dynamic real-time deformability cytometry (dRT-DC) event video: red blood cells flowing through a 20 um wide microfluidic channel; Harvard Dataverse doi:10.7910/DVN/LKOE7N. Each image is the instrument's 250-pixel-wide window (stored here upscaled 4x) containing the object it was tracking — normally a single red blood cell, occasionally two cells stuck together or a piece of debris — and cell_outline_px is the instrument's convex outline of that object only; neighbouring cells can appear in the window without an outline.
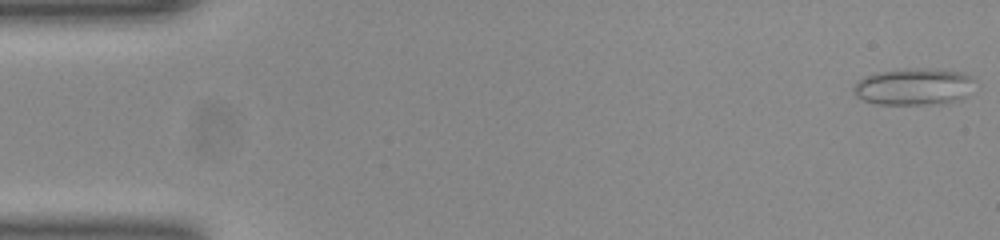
{"species": "common noctule bat (a hibernating species)", "species_latin": "Nyctalus noctula", "temperature_condition": "room temperature", "stored_images_in_passage": 51, "camera_frame_rate_fps": 3000, "um_per_image_px": 0.085, "animal": {"sex": "female", "body_mass_g": 23.0, "forearm_length_mm": 53.4}, "frame": {"image": 1, "passage_image": 1, "time_ms": 0.0, "image_size_px": [1000, 240], "cell_outline_px": [[980, 84], [968, 96], [960, 100], [944, 104], [876, 104], [864, 100], [856, 96], [852, 92], [852, 88], [864, 76], [876, 72], [900, 68], [928, 68], [964, 72], [972, 76]], "centroid_in_image_um": [77.79, 7.36], "position_along_channel_um": 7.2, "area_um2": 27.05}}
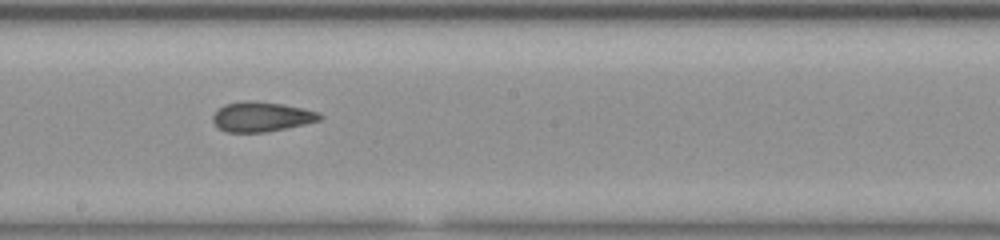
{"frame": {"image": 2, "passage_image": 28, "time_ms": 9.0, "image_size_px": [1000, 240], "cell_outline_px": [[324, 116], [320, 120], [304, 124], [264, 132], [224, 132], [216, 128], [212, 120], [212, 116], [216, 108], [224, 104], [244, 100], [256, 100], [284, 104], [304, 108], [320, 112]], "centroid_in_image_um": [22.18, 9.9], "position_along_channel_um": 226.0, "area_um2": 19.02}}
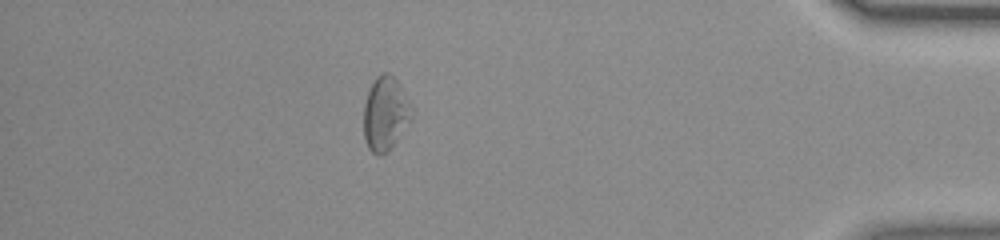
{"frame": {"image": 3, "passage_image": 45, "time_ms": 14.667, "image_size_px": [1000, 240], "cell_outline_px": [[412, 120], [388, 152], [380, 156], [376, 156], [368, 148], [364, 140], [364, 104], [368, 92], [376, 76], [384, 72], [388, 72], [396, 80], [412, 108]], "centroid_in_image_um": [32.74, 9.71], "position_along_channel_um": 402.5, "area_um2": 20.63}, "authors_computed_cell_mechanics": {"area_um2": 19.8832, "velocity_mm_per_s": 3.9504, "shape_relaxation_time_tau1_ms": null, "shape_relaxation_time_tau2_ms": 3.1907, "deformation_change_tau1": null, "deformation_change_tau2": 0.0958}}